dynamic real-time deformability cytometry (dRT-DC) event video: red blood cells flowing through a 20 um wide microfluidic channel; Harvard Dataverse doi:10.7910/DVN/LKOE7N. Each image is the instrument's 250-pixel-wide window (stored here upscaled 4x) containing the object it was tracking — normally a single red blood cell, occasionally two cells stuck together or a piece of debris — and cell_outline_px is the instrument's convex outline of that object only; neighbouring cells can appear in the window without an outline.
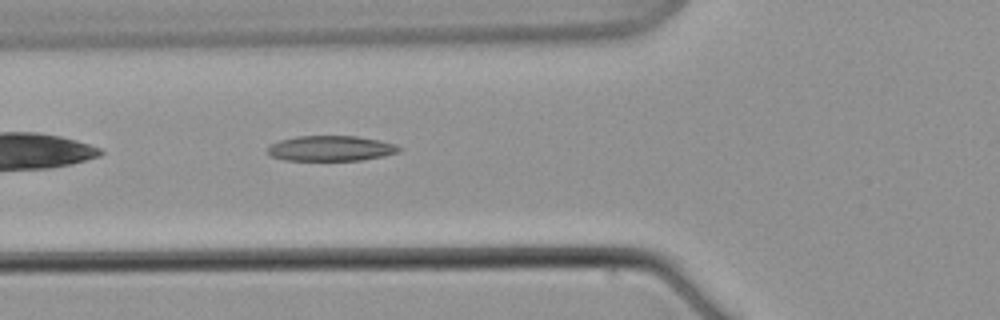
{"species": "common noctule bat (a hibernating species)", "species_latin": "Nyctalus noctula", "temperature_condition": "warm", "stored_images_in_passage": 7, "camera_frame_rate_fps": 3000, "um_per_image_px": 0.085, "animal": {"sex": "male", "body_mass_g": 21.5, "forearm_length_mm": 52.0}, "frame": {"image": 1, "passage_image": 7, "time_ms": 8.667, "image_size_px": [1000, 320], "cell_outline_px": [[404, 148], [400, 152], [384, 156], [360, 160], [284, 160], [272, 156], [268, 152], [268, 148], [272, 144], [280, 140], [296, 136], [356, 136], [380, 140], [396, 144]], "centroid_in_image_um": [28.19, 12.61], "position_along_channel_um": 97.6, "area_um2": 19.42}}